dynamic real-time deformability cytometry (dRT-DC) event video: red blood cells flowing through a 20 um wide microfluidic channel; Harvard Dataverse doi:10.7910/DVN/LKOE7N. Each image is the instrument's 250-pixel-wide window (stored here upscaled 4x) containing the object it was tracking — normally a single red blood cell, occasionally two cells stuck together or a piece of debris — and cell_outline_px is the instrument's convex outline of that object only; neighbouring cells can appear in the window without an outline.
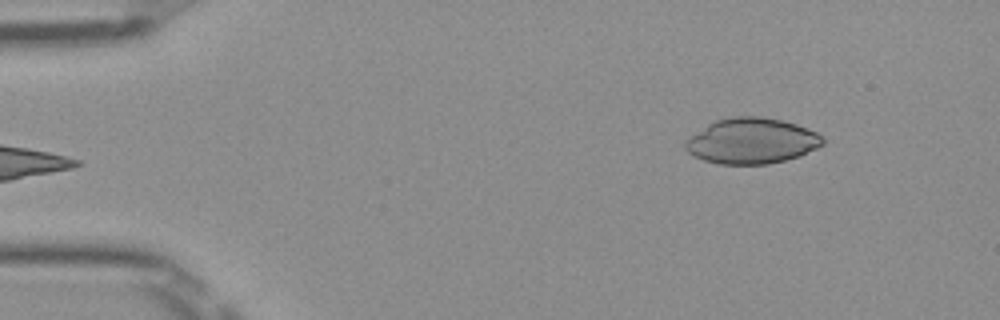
{"species": "Egyptian fruit bat (a non-hibernating species)", "species_latin": "Rousettus aegyptiacus", "temperature_condition": "room temperature", "stored_images_in_passage": 45, "camera_frame_rate_fps": 3000, "um_per_image_px": 0.085, "frame": {"image": 1, "passage_image": 1, "time_ms": 0.0, "image_size_px": [1000, 320], "cell_outline_px": [[824, 144], [800, 156], [768, 164], [720, 164], [704, 160], [688, 152], [684, 148], [684, 140], [708, 124], [716, 120], [736, 116], [764, 116], [796, 124], [808, 128], [824, 136]], "centroid_in_image_um": [63.9, 11.97], "position_along_channel_um": 21.1, "area_um2": 36.59}}
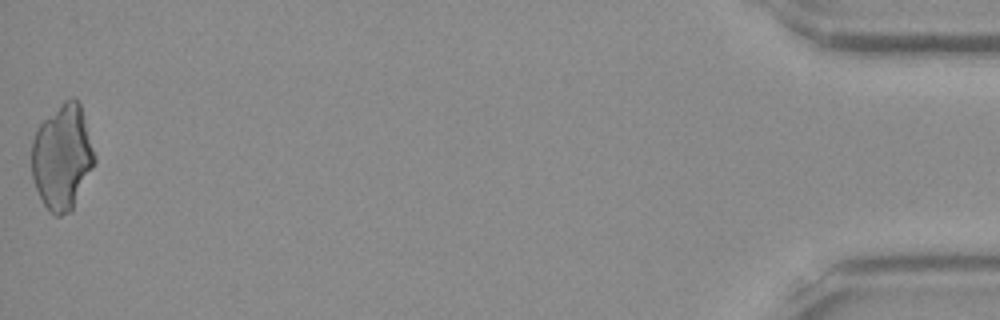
{"frame": {"image": 2, "passage_image": 45, "time_ms": 14.667, "image_size_px": [1000, 320], "cell_outline_px": [[96, 160], [72, 212], [60, 216], [56, 216], [44, 204], [36, 188], [32, 176], [32, 140], [36, 128], [64, 100], [72, 96], [76, 96], [80, 104], [96, 156]], "centroid_in_image_um": [5.3, 13.35], "position_along_channel_um": 429.9, "area_um2": 38.55}}